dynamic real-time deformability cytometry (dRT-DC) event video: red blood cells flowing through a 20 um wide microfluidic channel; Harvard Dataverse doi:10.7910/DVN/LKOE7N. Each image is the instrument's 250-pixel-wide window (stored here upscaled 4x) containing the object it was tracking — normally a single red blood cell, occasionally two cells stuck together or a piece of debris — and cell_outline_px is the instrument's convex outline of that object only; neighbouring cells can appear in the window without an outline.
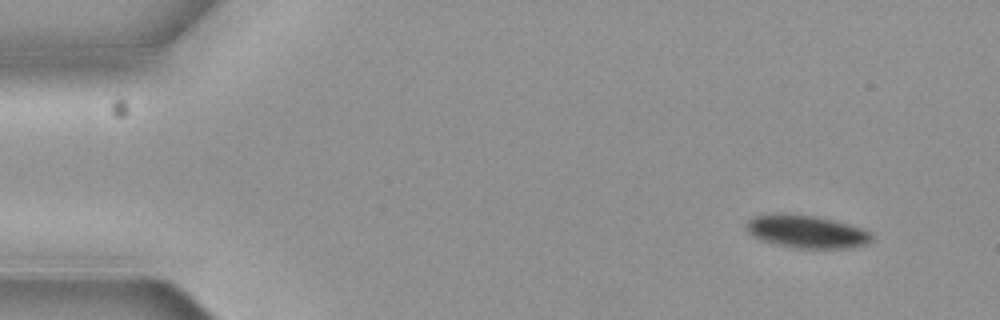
{"species": "common noctule bat (a hibernating species)", "species_latin": "Nyctalus noctula", "temperature_condition": "cold", "stored_images_in_passage": 8, "camera_frame_rate_fps": 3000, "um_per_image_px": 0.085, "animal": {"sex": "female", "body_mass_g": 19.3, "forearm_length_mm": 54.1}, "frame": {"image": 1, "passage_image": 1, "time_ms": 0.0, "image_size_px": [1000, 320], "cell_outline_px": [[872, 240], [868, 244], [852, 248], [800, 248], [776, 244], [752, 236], [748, 232], [748, 220], [756, 216], [772, 212], [784, 212], [816, 216], [848, 224], [872, 232]], "centroid_in_image_um": [68.58, 19.67], "position_along_channel_um": 16.4, "area_um2": 24.04}}
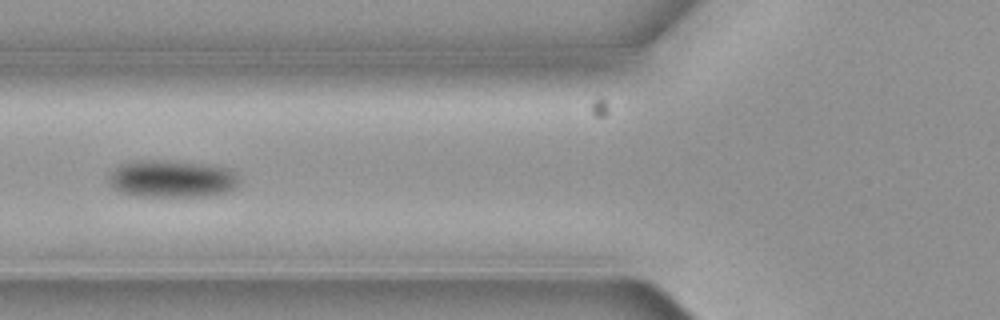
{"frame": {"image": 2, "passage_image": 6, "time_ms": 1.667, "image_size_px": [1000, 320], "cell_outline_px": [[240, 184], [228, 192], [208, 196], [136, 196], [120, 192], [108, 180], [108, 172], [120, 164], [128, 160], [164, 160], [200, 164], [232, 168], [236, 172], [240, 180]], "centroid_in_image_um": [14.62, 15.19], "position_along_channel_um": 111.2, "area_um2": 28.78}}
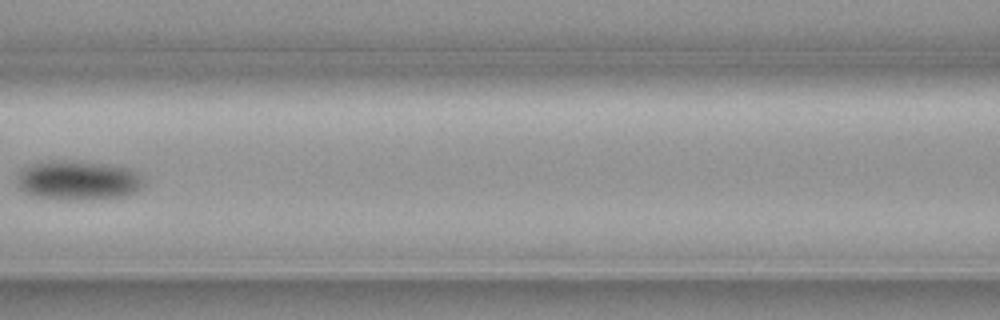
{"frame": {"image": 3, "passage_image": 7, "time_ms": 2.0, "image_size_px": [1000, 320], "cell_outline_px": [[144, 188], [128, 196], [36, 196], [20, 188], [16, 184], [16, 176], [20, 168], [40, 160], [84, 160], [112, 164], [132, 168], [140, 172], [144, 180]], "centroid_in_image_um": [6.68, 15.21], "position_along_channel_um": 159.9, "area_um2": 28.84}}